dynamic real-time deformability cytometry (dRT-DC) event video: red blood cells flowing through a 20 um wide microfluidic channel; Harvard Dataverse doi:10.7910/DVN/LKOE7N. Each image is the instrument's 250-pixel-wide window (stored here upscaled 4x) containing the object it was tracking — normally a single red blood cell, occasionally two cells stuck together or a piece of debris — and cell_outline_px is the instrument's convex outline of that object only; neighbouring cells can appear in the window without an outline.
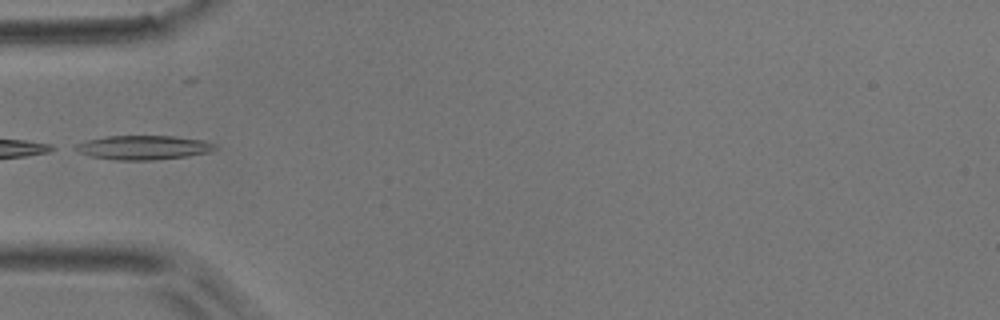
{"species": "common noctule bat (a hibernating species)", "species_latin": "Nyctalus noctula", "temperature_condition": "room temperature", "stored_images_in_passage": 34, "camera_frame_rate_fps": 3000, "um_per_image_px": 0.085, "animal": {"sex": "male", "body_mass_g": 17.9}, "frame": {"image": 1, "passage_image": 1, "time_ms": 0.0, "image_size_px": [1000, 320], "cell_outline_px": [[220, 148], [208, 152], [188, 156], [152, 160], [116, 160], [92, 156], [80, 152], [72, 148], [76, 144], [84, 140], [108, 136], [172, 136], [204, 140], [216, 144]], "centroid_in_image_um": [12.21, 12.53], "position_along_channel_um": 72.8, "area_um2": 19.71}}
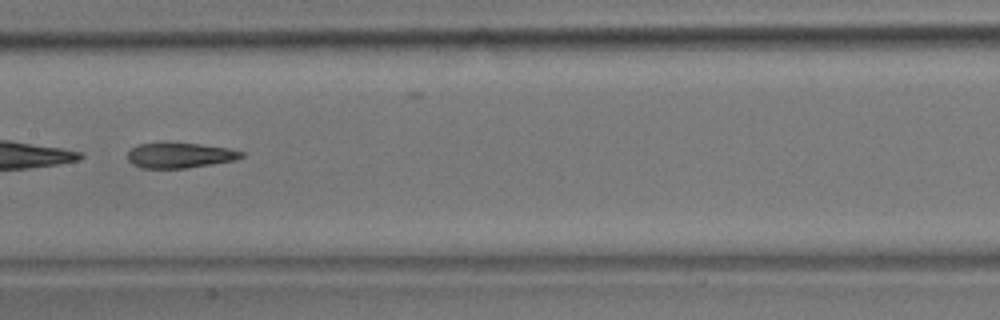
{"frame": {"image": 2, "passage_image": 10, "time_ms": 3.0, "image_size_px": [1000, 320], "cell_outline_px": [[244, 156], [236, 160], [188, 168], [140, 168], [132, 164], [128, 160], [128, 152], [136, 144], [200, 144], [228, 148], [244, 152]], "centroid_in_image_um": [15.3, 13.22], "position_along_channel_um": 192.1, "area_um2": 16.53}}